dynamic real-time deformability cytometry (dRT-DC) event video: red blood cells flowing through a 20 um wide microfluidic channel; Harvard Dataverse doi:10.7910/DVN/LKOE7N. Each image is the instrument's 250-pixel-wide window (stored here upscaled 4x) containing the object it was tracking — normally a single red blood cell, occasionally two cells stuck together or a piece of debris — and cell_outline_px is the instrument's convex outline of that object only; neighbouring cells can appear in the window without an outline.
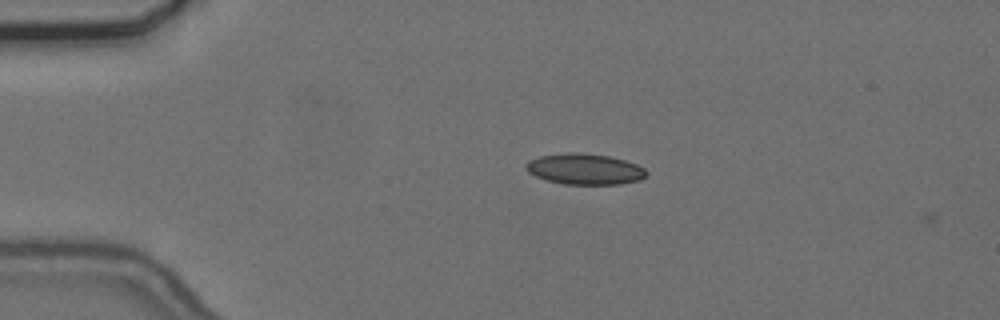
{"species": "common noctule bat (a hibernating species)", "species_latin": "Nyctalus noctula", "temperature_condition": "cold", "stored_images_in_passage": 3, "camera_frame_rate_fps": 3000, "um_per_image_px": 0.085, "animal": {"sex": "female", "body_mass_g": 24.6, "forearm_length_mm": 56.2}, "frame": {"image": 1, "passage_image": 2, "time_ms": 0.333, "image_size_px": [1000, 320], "cell_outline_px": [[648, 172], [640, 180], [620, 184], [564, 184], [548, 180], [536, 176], [528, 172], [524, 168], [524, 164], [528, 160], [540, 156], [568, 152], [580, 152], [608, 156], [624, 160], [636, 164], [644, 168]], "centroid_in_image_um": [49.67, 14.36], "position_along_channel_um": 35.3, "area_um2": 21.68}}